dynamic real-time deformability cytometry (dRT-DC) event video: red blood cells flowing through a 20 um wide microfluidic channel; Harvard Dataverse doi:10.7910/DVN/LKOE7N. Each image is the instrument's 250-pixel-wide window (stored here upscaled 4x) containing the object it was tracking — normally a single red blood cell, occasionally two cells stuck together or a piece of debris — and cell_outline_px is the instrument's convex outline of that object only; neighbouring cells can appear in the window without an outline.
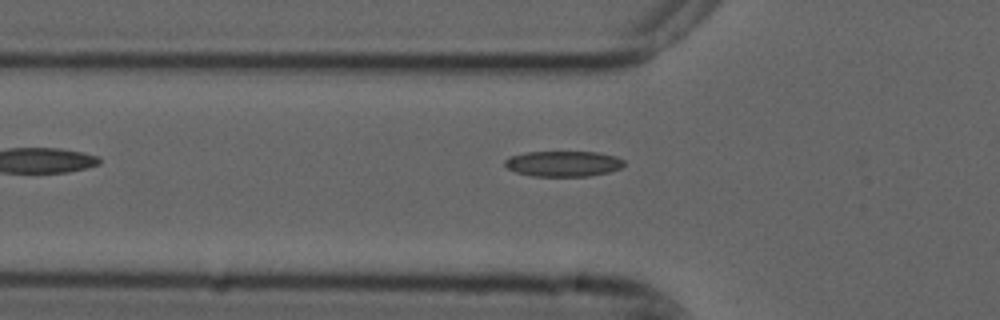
{"species": "common noctule bat (a hibernating species)", "species_latin": "Nyctalus noctula", "temperature_condition": "cold", "stored_images_in_passage": 5, "camera_frame_rate_fps": 3000, "um_per_image_px": 0.085, "animal": {"sex": "male", "forearm_length_mm": 52.5}, "frame": {"image": 1, "passage_image": 5, "time_ms": 1.333, "image_size_px": [1000, 320], "cell_outline_px": [[624, 164], [620, 168], [608, 172], [588, 176], [532, 176], [516, 172], [508, 168], [504, 164], [504, 160], [512, 156], [528, 152], [596, 152], [616, 156], [624, 160]], "centroid_in_image_um": [47.89, 13.91], "position_along_channel_um": 77.9, "area_um2": 17.63}}